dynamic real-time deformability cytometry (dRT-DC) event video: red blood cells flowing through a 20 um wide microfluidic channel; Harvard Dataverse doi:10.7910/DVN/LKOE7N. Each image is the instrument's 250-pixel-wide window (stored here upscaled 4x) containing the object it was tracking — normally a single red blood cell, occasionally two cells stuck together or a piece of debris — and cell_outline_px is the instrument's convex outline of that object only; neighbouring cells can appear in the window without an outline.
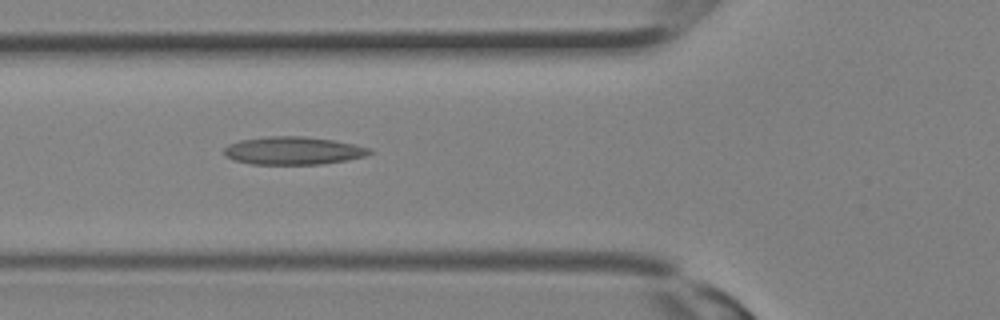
{"species": "Egyptian fruit bat (a non-hibernating species)", "species_latin": "Rousettus aegyptiacus", "temperature_condition": "room temperature", "stored_images_in_passage": 30, "camera_frame_rate_fps": 3000, "um_per_image_px": 0.085, "animal": {"sex": "female"}, "frame": {"image": 1, "passage_image": 11, "time_ms": 3.333, "image_size_px": [1000, 320], "cell_outline_px": [[372, 152], [364, 156], [348, 160], [320, 164], [252, 164], [236, 160], [224, 156], [224, 148], [228, 144], [240, 140], [268, 136], [304, 136], [332, 140], [356, 144], [372, 148]], "centroid_in_image_um": [24.93, 12.8], "position_along_channel_um": 100.9, "area_um2": 23.7}}
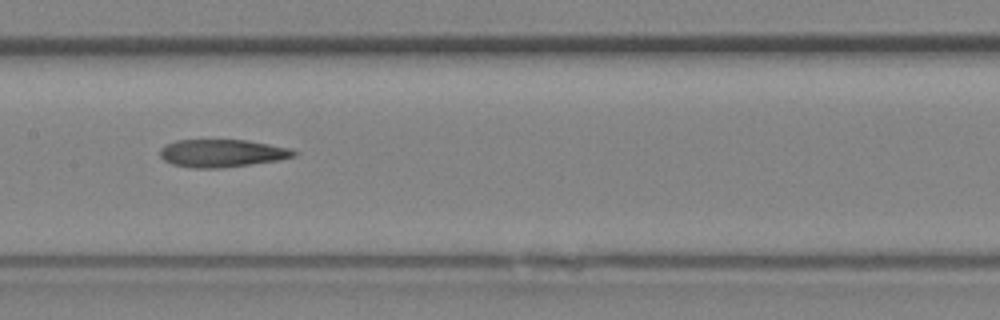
{"frame": {"image": 2, "passage_image": 15, "time_ms": 4.667, "image_size_px": [1000, 320], "cell_outline_px": [[300, 152], [296, 156], [280, 160], [220, 168], [192, 168], [172, 164], [164, 160], [160, 156], [160, 148], [164, 144], [176, 140], [248, 140], [292, 148]], "centroid_in_image_um": [18.9, 13.02], "position_along_channel_um": 188.5, "area_um2": 21.91}}
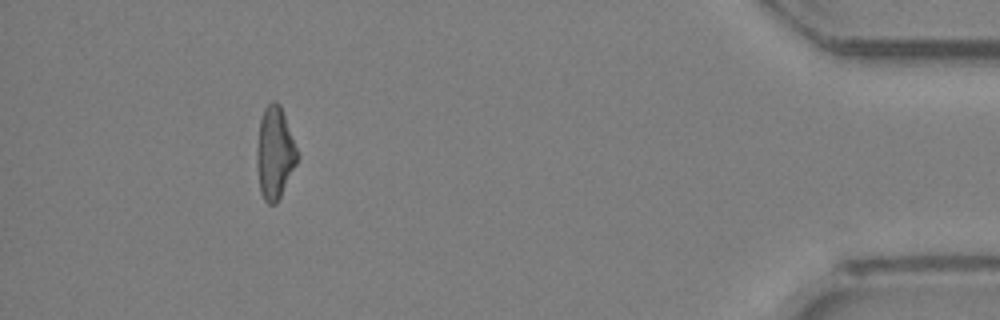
{"frame": {"image": 3, "passage_image": 28, "time_ms": 9.0, "image_size_px": [1000, 320], "cell_outline_px": [[300, 156], [276, 204], [268, 204], [264, 200], [260, 192], [256, 164], [256, 148], [260, 120], [264, 108], [272, 100], [276, 100], [280, 104], [300, 152]], "centroid_in_image_um": [23.36, 12.97], "position_along_channel_um": 411.8, "area_um2": 22.14}}